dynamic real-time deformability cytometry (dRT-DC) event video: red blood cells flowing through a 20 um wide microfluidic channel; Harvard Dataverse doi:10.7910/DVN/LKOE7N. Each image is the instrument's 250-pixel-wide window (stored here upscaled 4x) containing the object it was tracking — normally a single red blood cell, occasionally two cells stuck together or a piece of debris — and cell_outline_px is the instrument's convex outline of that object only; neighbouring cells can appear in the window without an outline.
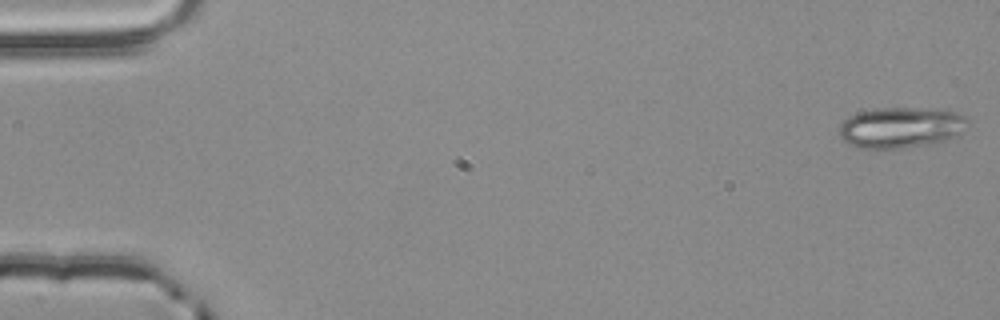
{"species": "common noctule bat (a hibernating species)", "species_latin": "Nyctalus noctula", "temperature_condition": "room temperature", "stored_images_in_passage": 5, "segment_of_instrument_passage": [2, 2], "camera_frame_rate_fps": 3000, "um_per_image_px": 0.085, "animal": {"sex": "male", "body_mass_g": 20.4}, "frame": {"image": 1, "passage_image": 5, "time_ms": 1.333, "image_size_px": [1000, 320], "cell_outline_px": [[972, 124], [964, 132], [956, 136], [944, 140], [924, 144], [900, 148], [860, 148], [848, 144], [840, 136], [840, 124], [848, 116], [860, 112], [876, 108], [944, 108], [956, 112], [964, 116]], "centroid_in_image_um": [76.64, 10.81], "position_along_channel_um": 8.4, "area_um2": 30.81}}